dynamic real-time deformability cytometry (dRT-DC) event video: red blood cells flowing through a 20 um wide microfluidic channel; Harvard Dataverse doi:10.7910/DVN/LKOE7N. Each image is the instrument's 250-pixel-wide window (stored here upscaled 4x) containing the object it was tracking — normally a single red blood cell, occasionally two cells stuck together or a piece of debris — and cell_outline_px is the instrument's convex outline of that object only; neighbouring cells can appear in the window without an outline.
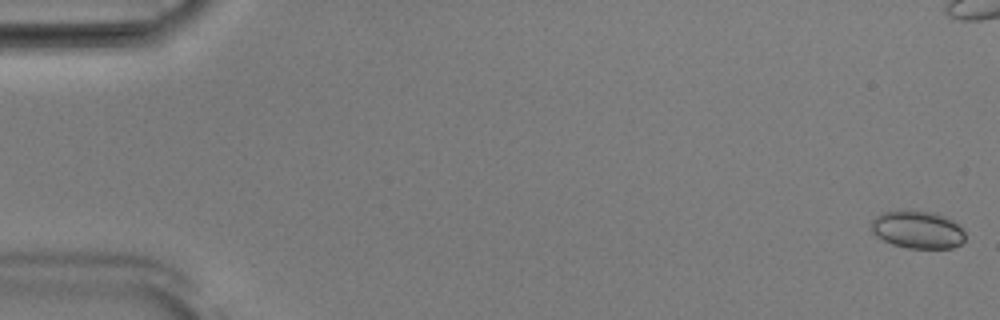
{"species": "Egyptian fruit bat (a non-hibernating species)", "species_latin": "Rousettus aegyptiacus", "temperature_condition": "room temperature", "stored_images_in_passage": 54, "camera_frame_rate_fps": 3000, "um_per_image_px": 0.085, "animal": {"sex": "male"}, "frame": {"image": 1, "passage_image": 1, "time_ms": 0.0, "image_size_px": [1000, 320], "cell_outline_px": [[964, 240], [960, 244], [952, 248], [908, 248], [892, 244], [876, 236], [872, 232], [872, 220], [876, 216], [884, 212], [904, 208], [936, 212], [952, 220], [964, 232]], "centroid_in_image_um": [77.97, 19.49], "position_along_channel_um": 7.0, "area_um2": 20.87}}
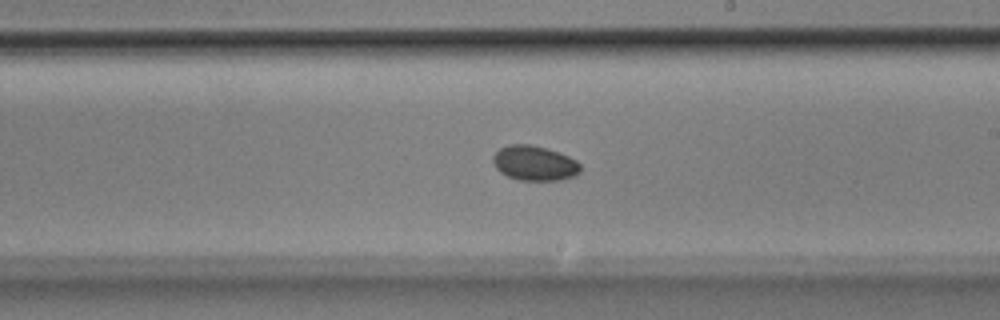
{"frame": {"image": 2, "passage_image": 31, "time_ms": 10.0, "image_size_px": [1000, 320], "cell_outline_px": [[580, 172], [576, 176], [560, 180], [516, 180], [500, 172], [496, 168], [492, 160], [492, 156], [500, 148], [508, 144], [532, 144], [568, 156], [576, 160], [580, 164]], "centroid_in_image_um": [45.42, 13.87], "position_along_channel_um": 243.6, "area_um2": 17.8}}
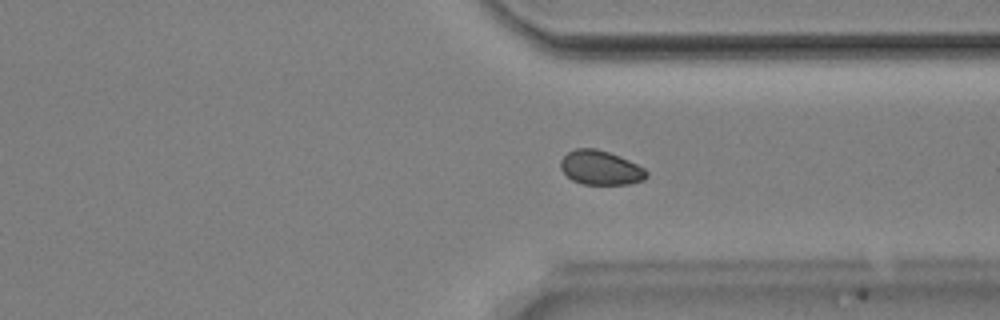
{"frame": {"image": 3, "passage_image": 40, "time_ms": 13.0, "image_size_px": [1000, 320], "cell_outline_px": [[648, 176], [644, 180], [628, 184], [584, 184], [572, 180], [560, 168], [560, 160], [568, 152], [576, 148], [596, 148], [620, 156], [644, 168], [648, 172]], "centroid_in_image_um": [51.05, 14.25], "position_along_channel_um": 360.3, "area_um2": 17.11}, "authors_computed_cell_mechanics": {"area_um2": 17.5423, "velocity_mm_per_s": 3.8804, "shape_relaxation_time_tau1_ms": null, "shape_relaxation_time_tau2_ms": 8.9038, "deformation_change_tau1": null, "deformation_change_tau2": 0.0491}}